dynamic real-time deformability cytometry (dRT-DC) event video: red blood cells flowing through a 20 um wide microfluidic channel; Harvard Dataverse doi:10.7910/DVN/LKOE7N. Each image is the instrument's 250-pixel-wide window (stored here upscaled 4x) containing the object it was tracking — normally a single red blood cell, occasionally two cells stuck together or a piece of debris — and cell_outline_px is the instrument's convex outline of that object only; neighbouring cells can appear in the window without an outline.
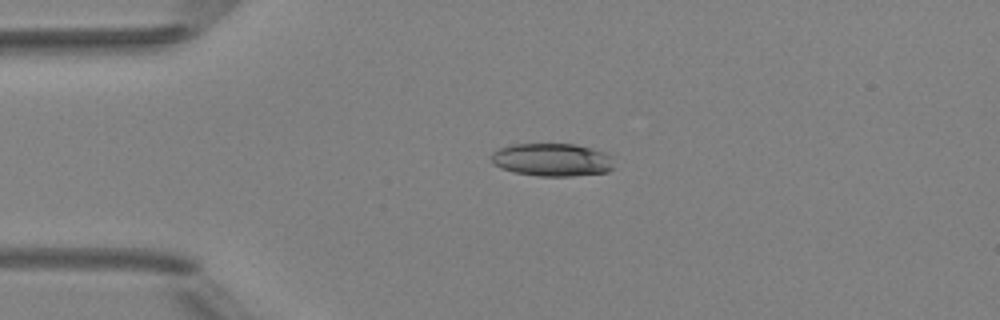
{"species": "Egyptian fruit bat (a non-hibernating species)", "species_latin": "Rousettus aegyptiacus", "temperature_condition": "room temperature", "stored_images_in_passage": 5, "camera_frame_rate_fps": 3000, "um_per_image_px": 0.085, "animal": {"sex": "female"}, "frame": {"image": 1, "passage_image": 4, "time_ms": 3.667, "image_size_px": [1000, 320], "cell_outline_px": [[612, 168], [608, 172], [572, 176], [536, 176], [512, 172], [500, 168], [492, 164], [492, 152], [500, 148], [512, 144], [576, 144], [592, 148], [604, 152], [612, 156]], "centroid_in_image_um": [46.91, 13.58], "position_along_channel_um": 38.1, "area_um2": 23.76}}